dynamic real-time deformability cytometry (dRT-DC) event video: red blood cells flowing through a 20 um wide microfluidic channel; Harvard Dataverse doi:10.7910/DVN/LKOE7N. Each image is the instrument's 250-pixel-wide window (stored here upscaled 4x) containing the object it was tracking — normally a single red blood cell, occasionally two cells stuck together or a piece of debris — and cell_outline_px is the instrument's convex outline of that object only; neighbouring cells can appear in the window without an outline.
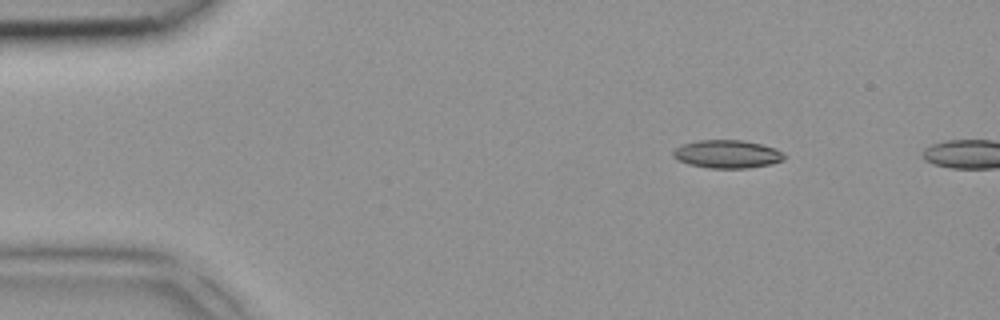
{"species": "common noctule bat (a hibernating species)", "species_latin": "Nyctalus noctula", "temperature_condition": "room temperature", "stored_images_in_passage": 2, "camera_frame_rate_fps": 3000, "um_per_image_px": 0.085, "animal": {"sex": "female", "body_mass_g": 18.4}, "frame": {"image": 1, "passage_image": 1, "time_ms": 0.0, "image_size_px": [1000, 320], "cell_outline_px": [[784, 160], [772, 164], [748, 168], [708, 168], [688, 164], [672, 156], [672, 152], [676, 148], [684, 144], [700, 140], [744, 140], [776, 148], [784, 152]], "centroid_in_image_um": [61.85, 13.1], "position_along_channel_um": 23.2, "area_um2": 18.21}}